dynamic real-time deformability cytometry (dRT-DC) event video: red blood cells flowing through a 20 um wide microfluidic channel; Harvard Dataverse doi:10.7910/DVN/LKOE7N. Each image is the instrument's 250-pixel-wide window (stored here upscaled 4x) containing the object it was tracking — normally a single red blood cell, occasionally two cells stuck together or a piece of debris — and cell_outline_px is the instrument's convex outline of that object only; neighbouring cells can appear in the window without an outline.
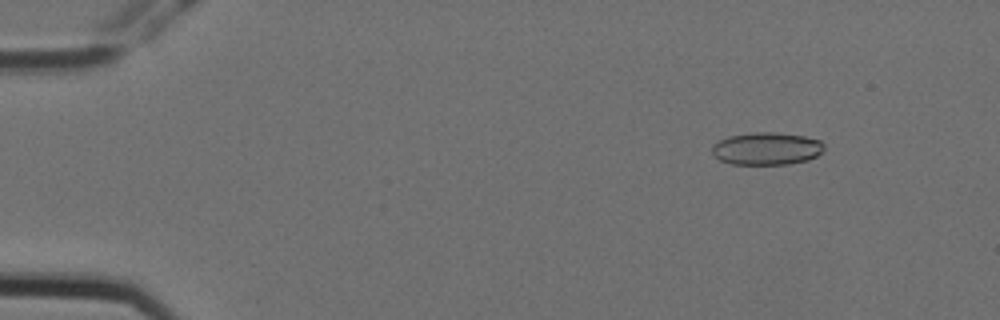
{"species": "Egyptian fruit bat (a non-hibernating species)", "species_latin": "Rousettus aegyptiacus", "temperature_condition": "cold", "stored_images_in_passage": 4, "camera_frame_rate_fps": 3000, "um_per_image_px": 0.085, "animal": {"sex": "female"}, "frame": {"image": 1, "passage_image": 2, "time_ms": 0.333, "image_size_px": [1000, 320], "cell_outline_px": [[824, 148], [816, 156], [808, 160], [788, 164], [732, 164], [720, 160], [712, 152], [712, 144], [728, 136], [756, 132], [776, 132], [804, 136], [820, 140], [824, 144]], "centroid_in_image_um": [65.16, 12.63], "position_along_channel_um": 19.8, "area_um2": 21.21}}